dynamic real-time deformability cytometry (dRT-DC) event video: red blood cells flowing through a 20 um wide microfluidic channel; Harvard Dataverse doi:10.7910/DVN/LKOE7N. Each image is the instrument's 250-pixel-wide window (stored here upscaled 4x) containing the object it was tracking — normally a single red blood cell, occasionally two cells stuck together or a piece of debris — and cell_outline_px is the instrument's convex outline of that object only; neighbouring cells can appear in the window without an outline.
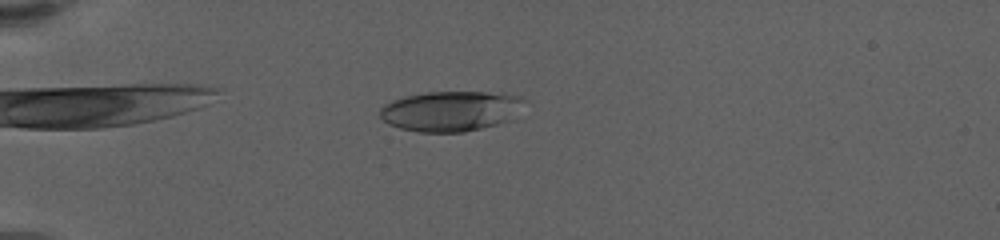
{"species": "human", "species_latin": "Homo sapiens", "temperature_condition": "warm", "stored_images_in_passage": 12, "camera_frame_rate_fps": 3000, "um_per_image_px": 0.085, "donor": {"sex": "female"}, "frame": {"image": 1, "passage_image": 4, "time_ms": 0.667, "image_size_px": [1000, 240], "cell_outline_px": [[528, 100], [504, 120], [496, 124], [464, 132], [420, 132], [400, 128], [388, 124], [380, 116], [380, 108], [392, 100], [404, 96], [428, 92], [484, 92], [516, 96]], "centroid_in_image_um": [38.21, 9.44], "position_along_channel_um": 46.8, "area_um2": 33.06}}